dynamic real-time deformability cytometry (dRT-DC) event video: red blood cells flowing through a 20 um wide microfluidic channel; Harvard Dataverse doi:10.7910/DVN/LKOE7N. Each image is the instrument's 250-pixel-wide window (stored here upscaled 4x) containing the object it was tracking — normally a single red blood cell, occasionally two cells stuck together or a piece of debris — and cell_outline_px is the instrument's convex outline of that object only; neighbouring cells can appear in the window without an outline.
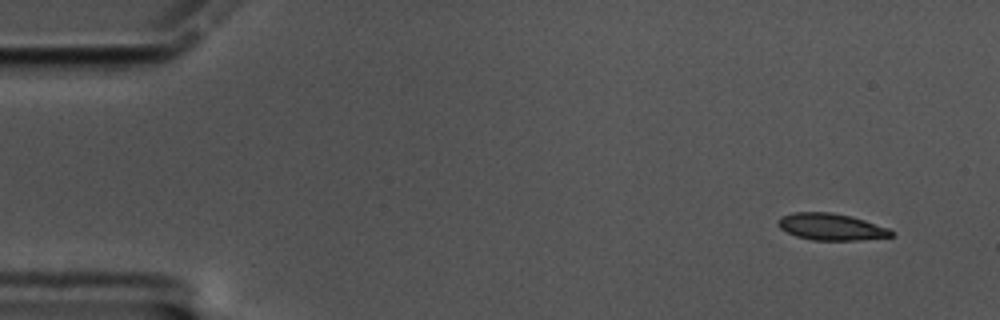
{"species": "common noctule bat (a hibernating species)", "species_latin": "Nyctalus noctula", "temperature_condition": "cold", "stored_images_in_passage": 56, "camera_frame_rate_fps": 3000, "um_per_image_px": 0.085, "animal": {"sex": "male", "body_mass_g": 17.5, "forearm_length_mm": 52.3}, "frame": {"image": 1, "passage_image": 1, "time_ms": 0.0, "image_size_px": [1000, 320], "cell_outline_px": [[896, 232], [892, 236], [860, 240], [812, 240], [796, 236], [780, 228], [776, 224], [780, 216], [792, 212], [832, 212], [852, 216], [888, 228]], "centroid_in_image_um": [70.63, 19.27], "position_along_channel_um": 14.4, "area_um2": 17.74}}
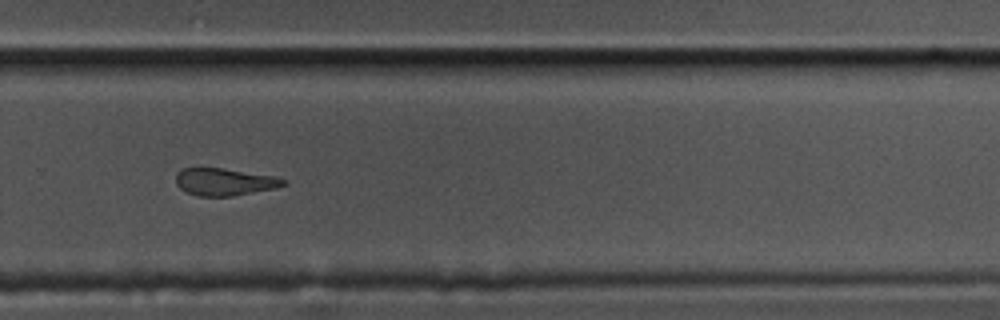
{"frame": {"image": 2, "passage_image": 37, "time_ms": 12.0, "image_size_px": [1000, 320], "cell_outline_px": [[288, 184], [276, 188], [236, 196], [196, 196], [180, 188], [176, 184], [176, 172], [184, 168], [220, 168], [276, 176], [288, 180]], "centroid_in_image_um": [19.13, 15.46], "position_along_channel_um": 310.7, "area_um2": 17.28}}
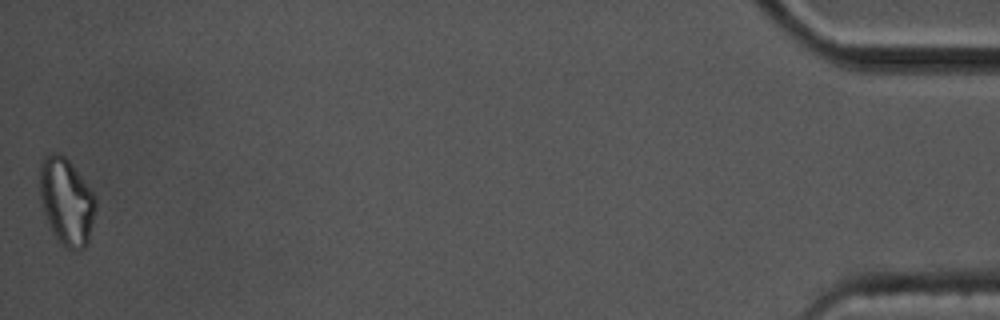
{"frame": {"image": 3, "passage_image": 56, "time_ms": 18.333, "image_size_px": [1000, 320], "cell_outline_px": [[96, 208], [88, 244], [80, 252], [68, 248], [60, 244], [44, 212], [40, 196], [40, 160], [44, 156], [52, 152], [56, 152], [64, 156], [68, 160], [92, 192], [96, 200]], "centroid_in_image_um": [5.66, 17.14], "position_along_channel_um": 429.5, "area_um2": 28.03}, "authors_computed_cell_mechanics": {"area_um2": 18.4382, "velocity_mm_per_s": 3.3719, "shape_relaxation_time_tau1_ms": null, "shape_relaxation_time_tau2_ms": 5.9854, "deformation_change_tau1": null, "deformation_change_tau2": 0.1293}}